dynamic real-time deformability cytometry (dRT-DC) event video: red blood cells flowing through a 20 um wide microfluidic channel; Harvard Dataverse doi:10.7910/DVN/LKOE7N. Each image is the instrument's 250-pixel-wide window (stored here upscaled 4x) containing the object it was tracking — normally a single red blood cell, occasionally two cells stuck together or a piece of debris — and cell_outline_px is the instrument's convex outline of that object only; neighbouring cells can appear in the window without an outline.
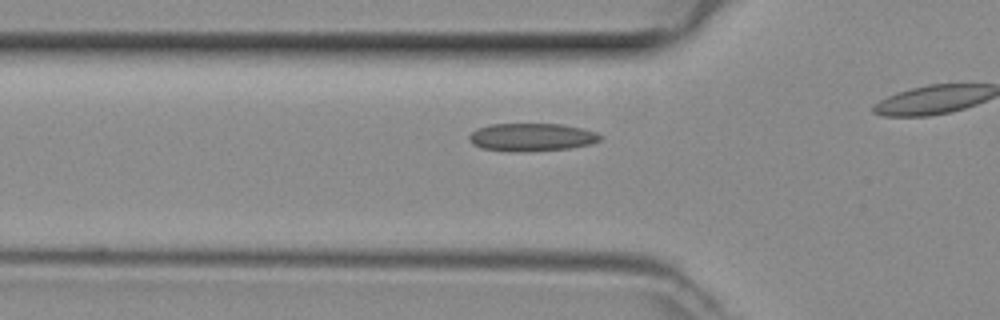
{"species": "common noctule bat (a hibernating species)", "species_latin": "Nyctalus noctula", "temperature_condition": "room temperature", "stored_images_in_passage": 24, "camera_frame_rate_fps": 3000, "um_per_image_px": 0.085, "animal": {"sex": "female", "body_mass_g": 29.2, "forearm_length_mm": 56.3}, "frame": {"image": 1, "passage_image": 2, "time_ms": 0.333, "image_size_px": [1000, 320], "cell_outline_px": [[604, 136], [600, 140], [592, 144], [568, 148], [480, 148], [472, 144], [468, 136], [476, 128], [488, 124], [560, 124], [580, 128], [596, 132]], "centroid_in_image_um": [45.22, 11.59], "position_along_channel_um": 80.6, "area_um2": 20.06}}
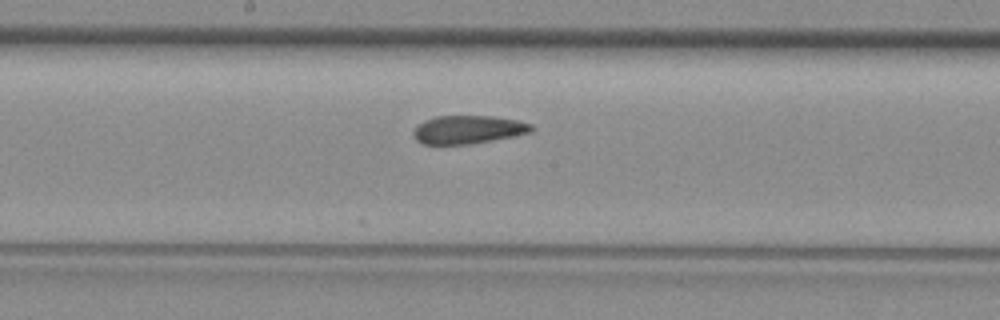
{"frame": {"image": 2, "passage_image": 11, "time_ms": 3.333, "image_size_px": [1000, 320], "cell_outline_px": [[532, 132], [492, 140], [468, 144], [424, 144], [416, 140], [412, 132], [424, 120], [436, 116], [492, 116], [516, 120], [532, 124]], "centroid_in_image_um": [39.77, 11.01], "position_along_channel_um": 208.4, "area_um2": 19.19}}
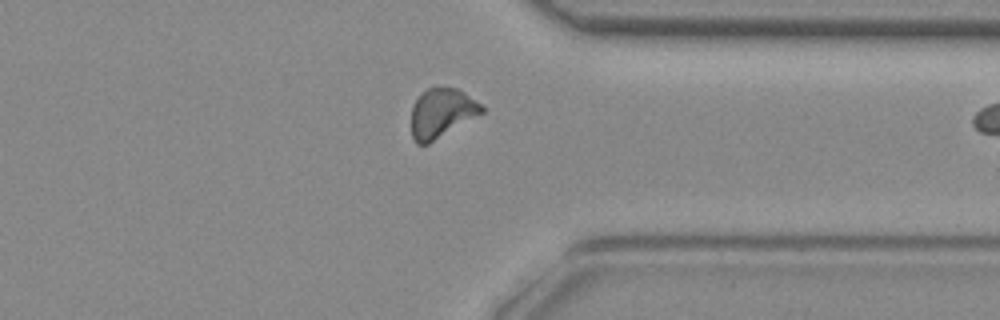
{"frame": {"image": 3, "passage_image": 23, "time_ms": 7.333, "image_size_px": [1000, 320], "cell_outline_px": [[484, 112], [428, 144], [416, 144], [412, 136], [412, 104], [420, 92], [428, 88], [456, 88], [464, 92], [480, 104], [484, 108]], "centroid_in_image_um": [37.51, 9.6], "position_along_channel_um": 373.9, "area_um2": 20.06}}